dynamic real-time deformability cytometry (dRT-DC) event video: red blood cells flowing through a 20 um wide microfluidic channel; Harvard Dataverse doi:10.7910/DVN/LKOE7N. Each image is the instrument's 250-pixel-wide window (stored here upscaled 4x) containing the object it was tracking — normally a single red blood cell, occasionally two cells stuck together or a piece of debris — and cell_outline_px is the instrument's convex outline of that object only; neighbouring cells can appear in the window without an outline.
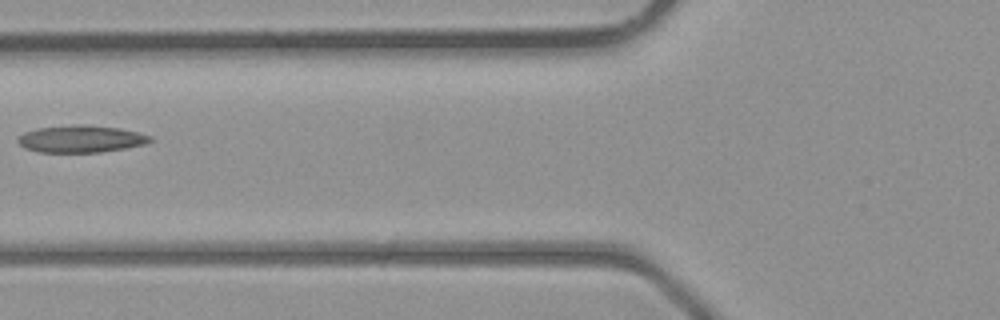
{"species": "common noctule bat (a hibernating species)", "species_latin": "Nyctalus noctula", "temperature_condition": "room temperature", "stored_images_in_passage": 5, "camera_frame_rate_fps": 3000, "um_per_image_px": 0.085, "animal": {"sex": "male", "body_mass_g": 23.1, "forearm_length_mm": 52.7}, "frame": {"image": 1, "passage_image": 5, "time_ms": 5.333, "image_size_px": [1000, 320], "cell_outline_px": [[152, 140], [144, 144], [124, 148], [100, 152], [36, 152], [24, 148], [16, 140], [24, 132], [36, 128], [76, 124], [84, 124], [120, 128], [152, 136]], "centroid_in_image_um": [6.84, 11.8], "position_along_channel_um": 119.0, "area_um2": 20.92}}